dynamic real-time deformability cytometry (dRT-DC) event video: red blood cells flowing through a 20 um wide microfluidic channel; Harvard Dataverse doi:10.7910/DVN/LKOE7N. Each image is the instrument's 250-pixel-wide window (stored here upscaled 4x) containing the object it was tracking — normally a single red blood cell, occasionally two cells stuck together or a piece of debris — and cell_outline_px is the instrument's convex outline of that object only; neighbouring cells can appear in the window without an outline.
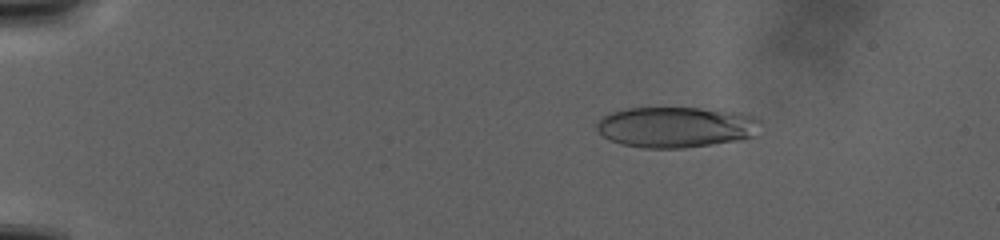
{"species": "human", "species_latin": "Homo sapiens", "temperature_condition": "warm", "stored_images_in_passage": 119, "camera_frame_rate_fps": 3000, "um_per_image_px": 0.085, "donor": {"sex": "male"}, "frame": {"image": 1, "passage_image": 24, "time_ms": 6.667, "image_size_px": [1000, 240], "cell_outline_px": [[764, 120], [752, 136], [740, 140], [684, 148], [644, 148], [620, 144], [604, 136], [596, 128], [596, 124], [600, 116], [612, 112], [628, 108], [700, 108], [748, 112], [760, 116]], "centroid_in_image_um": [57.54, 10.78], "position_along_channel_um": 27.5, "area_um2": 39.54}}
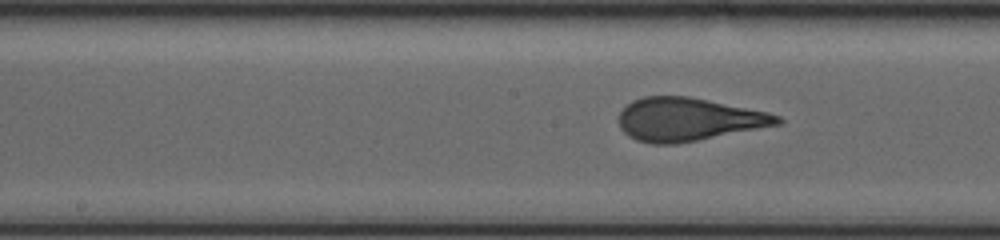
{"frame": {"image": 2, "passage_image": 64, "time_ms": 21.333, "image_size_px": [1000, 240], "cell_outline_px": [[784, 124], [676, 144], [652, 144], [636, 140], [628, 136], [620, 128], [620, 112], [632, 100], [644, 96], [688, 96], [768, 112], [780, 116], [784, 120]], "centroid_in_image_um": [58.54, 10.15], "position_along_channel_um": 189.7, "area_um2": 39.94}}
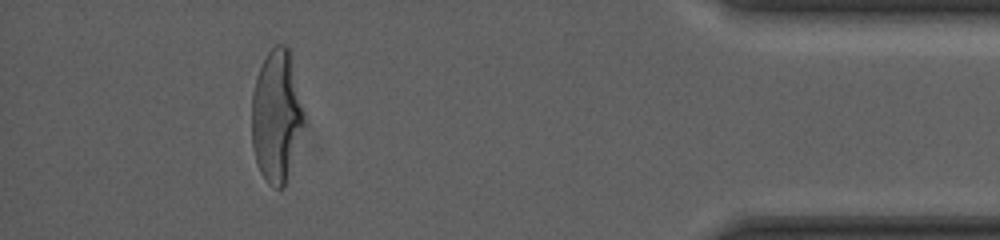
{"frame": {"image": 3, "passage_image": 106, "time_ms": 36.0, "image_size_px": [1000, 240], "cell_outline_px": [[304, 120], [284, 188], [272, 188], [268, 184], [260, 172], [252, 148], [252, 92], [256, 76], [268, 52], [276, 44], [284, 44], [288, 48], [304, 116]], "centroid_in_image_um": [23.46, 9.9], "position_along_channel_um": 411.7, "area_um2": 39.36}}